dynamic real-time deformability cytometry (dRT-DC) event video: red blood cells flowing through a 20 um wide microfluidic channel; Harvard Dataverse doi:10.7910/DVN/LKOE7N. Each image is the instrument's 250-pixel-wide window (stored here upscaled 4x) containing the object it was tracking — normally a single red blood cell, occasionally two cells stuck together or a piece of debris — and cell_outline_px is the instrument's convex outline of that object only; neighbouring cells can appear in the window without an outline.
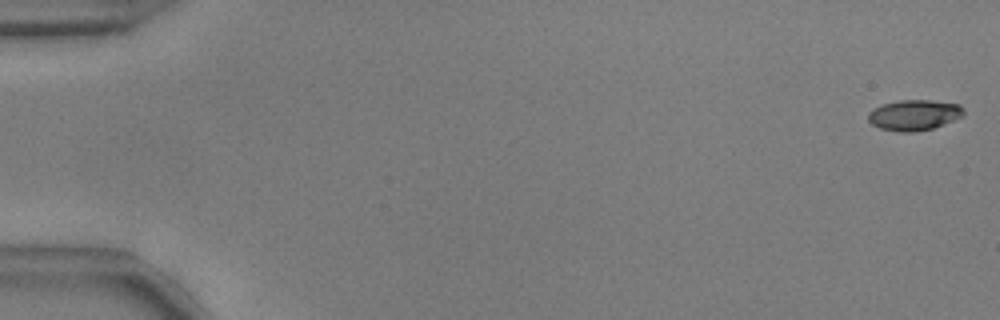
{"species": "common noctule bat (a hibernating species)", "species_latin": "Nyctalus noctula", "temperature_condition": "warm", "stored_images_in_passage": 55, "camera_frame_rate_fps": 3000, "um_per_image_px": 0.085, "animal": {"sex": "male", "body_mass_g": 17.9, "forearm_length_mm": 54.2}, "frame": {"image": 1, "passage_image": 1, "time_ms": 0.0, "image_size_px": [1000, 320], "cell_outline_px": [[964, 116], [944, 124], [932, 128], [916, 132], [896, 132], [880, 128], [872, 124], [868, 120], [868, 112], [872, 108], [884, 104], [900, 100], [928, 100], [960, 104], [964, 108]], "centroid_in_image_um": [77.7, 9.78], "position_along_channel_um": 7.3, "area_um2": 17.17}}
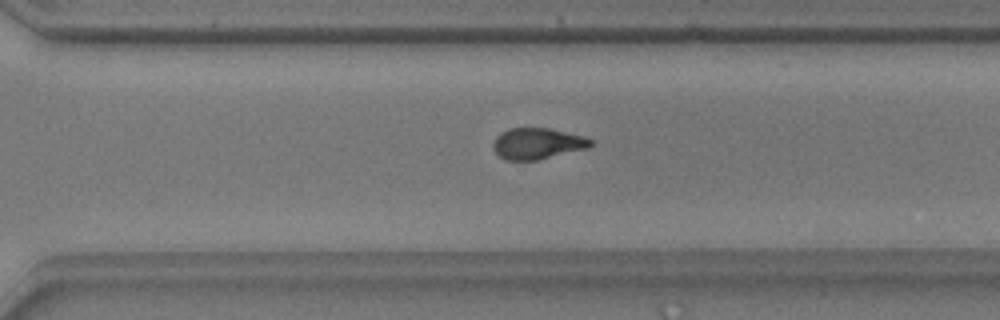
{"frame": {"image": 2, "passage_image": 39, "time_ms": 12.667, "image_size_px": [1000, 320], "cell_outline_px": [[592, 144], [588, 148], [536, 160], [504, 160], [492, 148], [492, 144], [496, 136], [500, 132], [508, 128], [548, 128], [584, 136], [592, 140]], "centroid_in_image_um": [45.64, 12.19], "position_along_channel_um": 325.0, "area_um2": 17.69}}
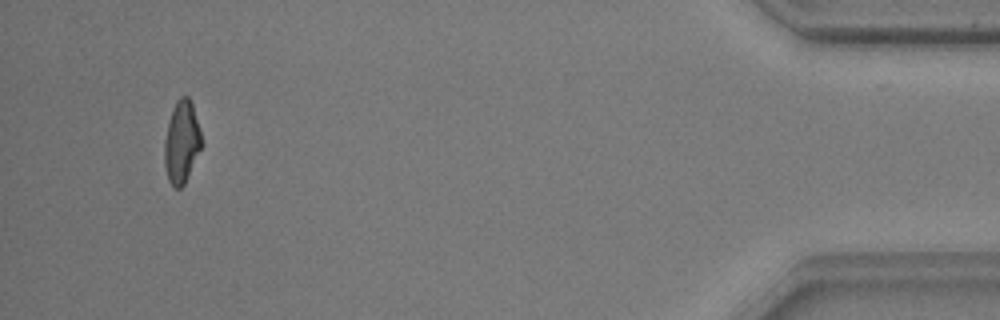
{"frame": {"image": 3, "passage_image": 52, "time_ms": 17.0, "image_size_px": [1000, 320], "cell_outline_px": [[204, 144], [184, 184], [180, 188], [176, 188], [168, 180], [164, 164], [164, 140], [168, 120], [172, 108], [176, 100], [180, 96], [188, 96], [192, 104]], "centroid_in_image_um": [15.44, 12.06], "position_along_channel_um": 419.8, "area_um2": 18.03}, "authors_computed_cell_mechanics": {"area_um2": 18.0336, "velocity_mm_per_s": 3.7614, "shape_relaxation_time_tau1_ms": 4.0573, "shape_relaxation_time_tau2_ms": 1.9645, "deformation_change_tau1": 0.1493, "deformation_change_tau2": 0.0864}}